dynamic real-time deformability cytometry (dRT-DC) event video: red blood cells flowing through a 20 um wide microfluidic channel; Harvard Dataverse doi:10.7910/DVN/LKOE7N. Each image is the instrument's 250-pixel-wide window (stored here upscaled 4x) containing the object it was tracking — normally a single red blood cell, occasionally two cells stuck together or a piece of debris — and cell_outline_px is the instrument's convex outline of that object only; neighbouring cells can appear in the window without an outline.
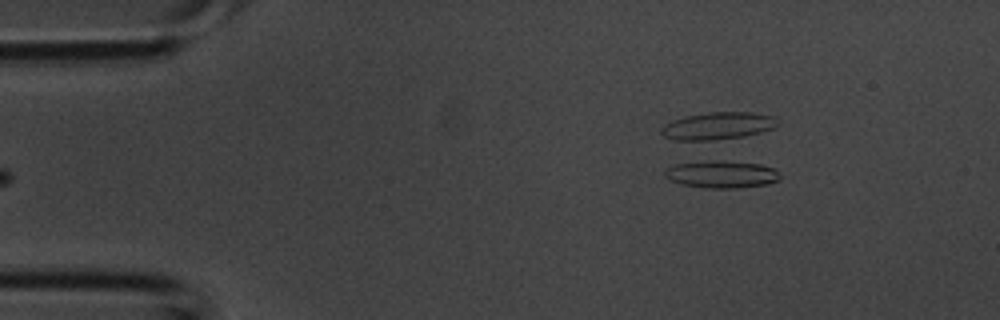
{"species": "common noctule bat (a hibernating species)", "species_latin": "Nyctalus noctula", "temperature_condition": "room temperature", "stored_images_in_passage": 3, "camera_frame_rate_fps": 3000, "um_per_image_px": 0.085, "animal": {"sex": "male", "body_mass_g": 20.1, "forearm_length_mm": 53.5}, "frame": {"image": 1, "passage_image": 3, "time_ms": 0.667, "image_size_px": [1000, 320], "cell_outline_px": [[780, 180], [768, 184], [736, 188], [704, 188], [680, 184], [668, 180], [664, 176], [664, 168], [676, 164], [708, 160], [724, 160], [760, 164], [772, 168], [780, 176]], "centroid_in_image_um": [61.27, 14.81], "position_along_channel_um": 23.7, "area_um2": 18.61}}